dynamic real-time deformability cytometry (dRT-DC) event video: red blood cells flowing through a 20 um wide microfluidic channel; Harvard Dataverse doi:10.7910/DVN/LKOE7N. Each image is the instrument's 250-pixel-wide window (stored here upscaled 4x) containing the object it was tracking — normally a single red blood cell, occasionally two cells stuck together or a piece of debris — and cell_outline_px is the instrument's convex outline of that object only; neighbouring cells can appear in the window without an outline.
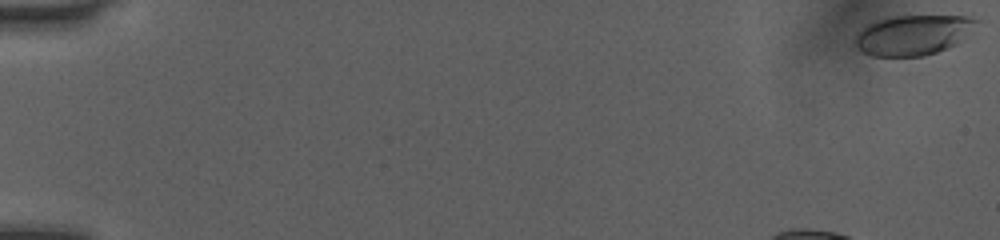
{"species": "human", "species_latin": "Homo sapiens", "temperature_condition": "room temperature", "stored_images_in_passage": 44, "camera_frame_rate_fps": 3000, "um_per_image_px": 0.085, "donor": {"sex": "female"}, "frame": {"image": 1, "passage_image": 1, "time_ms": 0.0, "image_size_px": [1000, 240], "cell_outline_px": [[984, 20], [956, 44], [948, 48], [924, 56], [872, 56], [864, 52], [852, 40], [868, 24], [876, 20], [892, 16], [972, 16]], "centroid_in_image_um": [77.68, 2.96], "position_along_channel_um": 7.3, "area_um2": 28.44}}
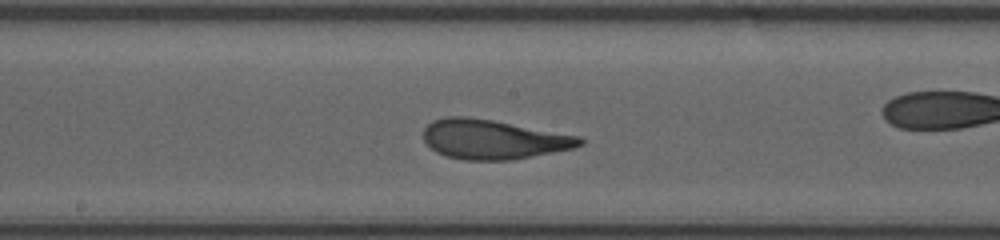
{"frame": {"image": 2, "passage_image": 27, "time_ms": 8.667, "image_size_px": [1000, 240], "cell_outline_px": [[584, 144], [572, 148], [512, 160], [464, 160], [444, 156], [436, 152], [424, 140], [424, 128], [432, 120], [448, 116], [464, 116], [492, 120], [580, 136], [584, 140]], "centroid_in_image_um": [41.9, 11.84], "position_along_channel_um": 206.3, "area_um2": 35.84}}
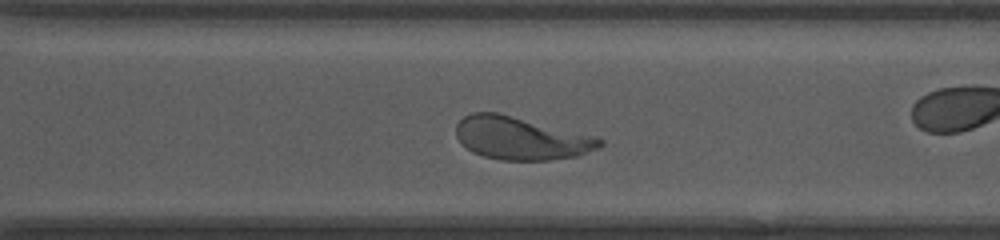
{"frame": {"image": 3, "passage_image": 36, "time_ms": 11.667, "image_size_px": [1000, 240], "cell_outline_px": [[604, 144], [600, 148], [576, 156], [548, 160], [500, 160], [484, 156], [472, 152], [456, 136], [456, 124], [464, 116], [472, 112], [496, 112], [596, 136], [604, 140]], "centroid_in_image_um": [44.3, 11.75], "position_along_channel_um": 326.3, "area_um2": 35.78}, "authors_computed_cell_mechanics": {"area_um2": 35.4892, "velocity_mm_per_s": 4.0232, "shape_relaxation_time_tau1_ms": 3.4931, "shape_relaxation_time_tau2_ms": 0.9131, "deformation_change_tau1": 0.1796, "deformation_change_tau2": 0.0967}}